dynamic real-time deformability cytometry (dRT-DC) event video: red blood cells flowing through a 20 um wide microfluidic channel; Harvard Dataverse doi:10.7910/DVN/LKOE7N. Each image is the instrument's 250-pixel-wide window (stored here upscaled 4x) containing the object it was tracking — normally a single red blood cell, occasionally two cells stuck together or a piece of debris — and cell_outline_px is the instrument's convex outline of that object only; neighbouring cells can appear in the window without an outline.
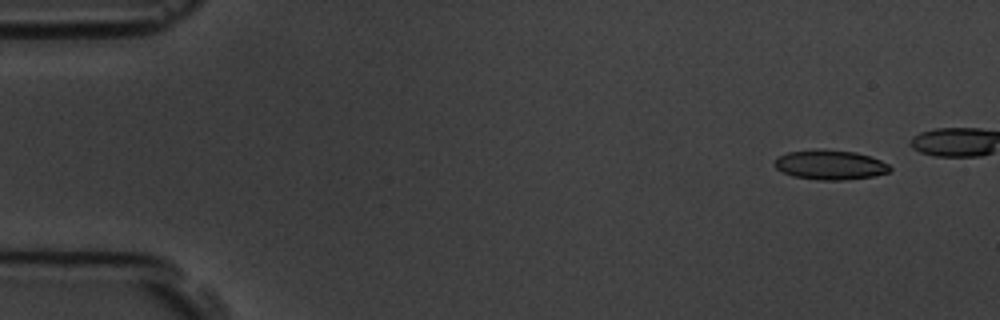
{"species": "common noctule bat (a hibernating species)", "species_latin": "Nyctalus noctula", "temperature_condition": "room temperature", "stored_images_in_passage": 7, "camera_frame_rate_fps": 3000, "um_per_image_px": 0.085, "animal": {"sex": "male", "body_mass_g": 19.5, "forearm_length_mm": 54.6}, "frame": {"image": 1, "passage_image": 2, "time_ms": 1.0, "image_size_px": [1000, 320], "cell_outline_px": [[892, 168], [888, 172], [876, 176], [844, 180], [816, 180], [792, 176], [776, 168], [772, 164], [776, 156], [788, 152], [824, 148], [856, 152], [872, 156], [888, 164]], "centroid_in_image_um": [70.54, 14.0], "position_along_channel_um": 14.5, "area_um2": 20.35}}